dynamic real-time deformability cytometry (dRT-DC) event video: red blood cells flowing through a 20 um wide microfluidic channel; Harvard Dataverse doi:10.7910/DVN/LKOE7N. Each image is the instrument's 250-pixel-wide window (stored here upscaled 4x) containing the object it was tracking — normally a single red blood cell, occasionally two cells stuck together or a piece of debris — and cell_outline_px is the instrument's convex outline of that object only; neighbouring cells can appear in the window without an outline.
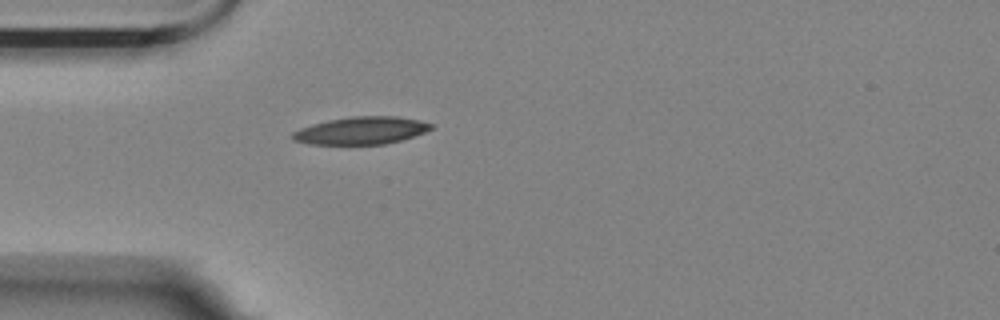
{"species": "Egyptian fruit bat (a non-hibernating species)", "species_latin": "Rousettus aegyptiacus", "temperature_condition": "room temperature", "stored_images_in_passage": 2, "camera_frame_rate_fps": 3000, "um_per_image_px": 0.085, "animal": {"sex": "female"}, "frame": {"image": 1, "passage_image": 1, "time_ms": 0.0, "image_size_px": [1000, 320], "cell_outline_px": [[432, 128], [424, 132], [400, 140], [384, 144], [308, 144], [292, 140], [288, 136], [292, 132], [300, 128], [312, 124], [328, 120], [352, 116], [396, 116], [420, 120], [432, 124]], "centroid_in_image_um": [30.63, 11.09], "position_along_channel_um": 54.4, "area_um2": 22.2}}